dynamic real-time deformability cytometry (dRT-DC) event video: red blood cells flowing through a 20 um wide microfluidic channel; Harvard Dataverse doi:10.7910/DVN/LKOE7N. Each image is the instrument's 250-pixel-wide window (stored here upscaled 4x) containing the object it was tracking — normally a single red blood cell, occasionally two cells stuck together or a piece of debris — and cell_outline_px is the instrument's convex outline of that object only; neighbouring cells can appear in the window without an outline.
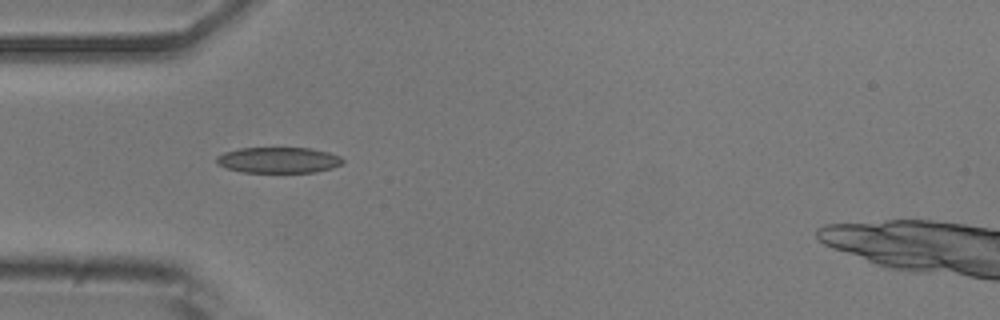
{"species": "common noctule bat (a hibernating species)", "species_latin": "Nyctalus noctula", "temperature_condition": "room temperature", "stored_images_in_passage": 2, "camera_frame_rate_fps": 3000, "um_per_image_px": 0.085, "animal": {"sex": "male", "body_mass_g": 20.5, "forearm_length_mm": 52.5}, "frame": {"image": 1, "passage_image": 1, "time_ms": 0.0, "image_size_px": [1000, 320], "cell_outline_px": [[344, 160], [340, 164], [332, 168], [316, 172], [240, 172], [216, 164], [216, 156], [224, 152], [240, 148], [312, 148], [328, 152], [340, 156]], "centroid_in_image_um": [23.65, 13.6], "position_along_channel_um": 61.3, "area_um2": 19.02}}
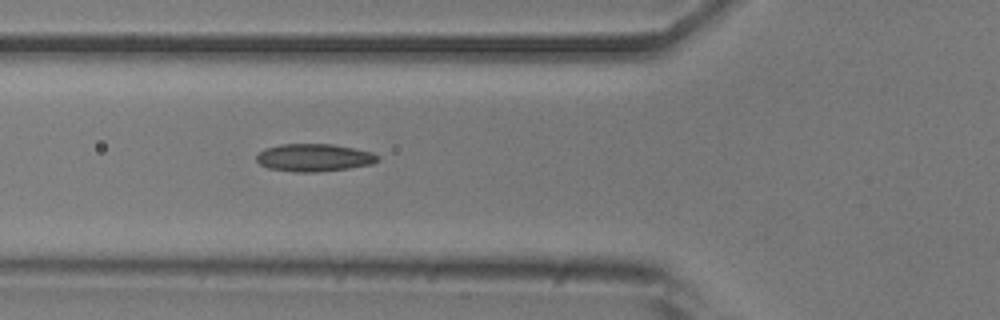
{"frame": {"image": 2, "passage_image": 2, "time_ms": 0.333, "image_size_px": [1000, 320], "cell_outline_px": [[380, 160], [372, 164], [348, 168], [316, 172], [296, 172], [268, 168], [260, 164], [256, 160], [256, 156], [264, 148], [280, 144], [332, 144], [372, 152], [380, 156]], "centroid_in_image_um": [26.69, 13.39], "position_along_channel_um": 99.1, "area_um2": 19.54}}